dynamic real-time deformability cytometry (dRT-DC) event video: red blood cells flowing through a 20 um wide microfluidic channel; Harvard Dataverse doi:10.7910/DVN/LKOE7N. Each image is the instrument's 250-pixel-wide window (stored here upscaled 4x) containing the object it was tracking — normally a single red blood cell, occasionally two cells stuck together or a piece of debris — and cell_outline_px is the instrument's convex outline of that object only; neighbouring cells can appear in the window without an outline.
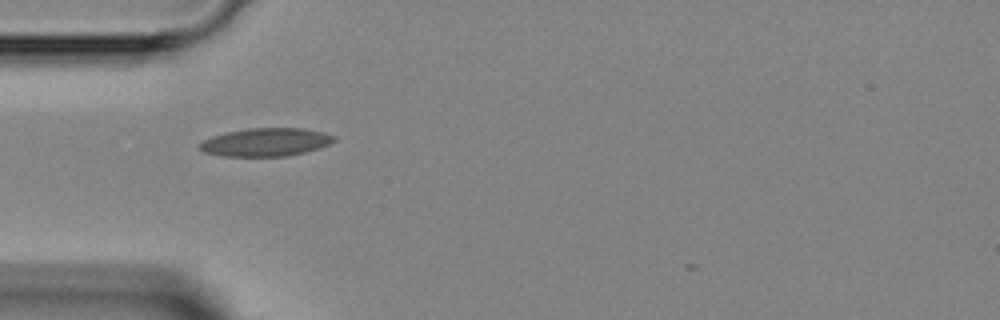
{"species": "Egyptian fruit bat (a non-hibernating species)", "species_latin": "Rousettus aegyptiacus", "temperature_condition": "room temperature", "stored_images_in_passage": 4, "camera_frame_rate_fps": 3000, "um_per_image_px": 0.085, "animal": {"sex": "female"}, "frame": {"image": 1, "passage_image": 1, "time_ms": 0.0, "image_size_px": [1000, 320], "cell_outline_px": [[336, 140], [320, 148], [288, 156], [224, 156], [204, 152], [196, 144], [212, 136], [228, 132], [248, 128], [304, 128], [324, 132], [336, 136]], "centroid_in_image_um": [22.61, 12.08], "position_along_channel_um": 62.4, "area_um2": 22.08}}
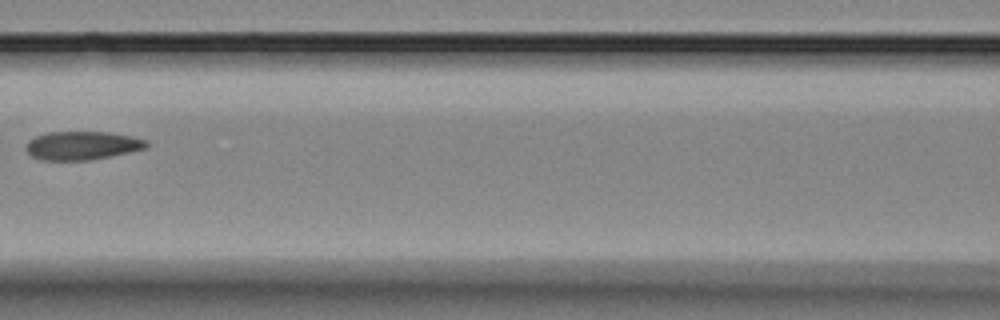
{"frame": {"image": 2, "passage_image": 3, "time_ms": 2.333, "image_size_px": [1000, 320], "cell_outline_px": [[148, 148], [112, 156], [88, 160], [40, 160], [32, 156], [24, 148], [28, 140], [36, 136], [48, 132], [112, 132], [132, 136], [148, 140]], "centroid_in_image_um": [7.0, 12.37], "position_along_channel_um": 159.6, "area_um2": 20.23}}
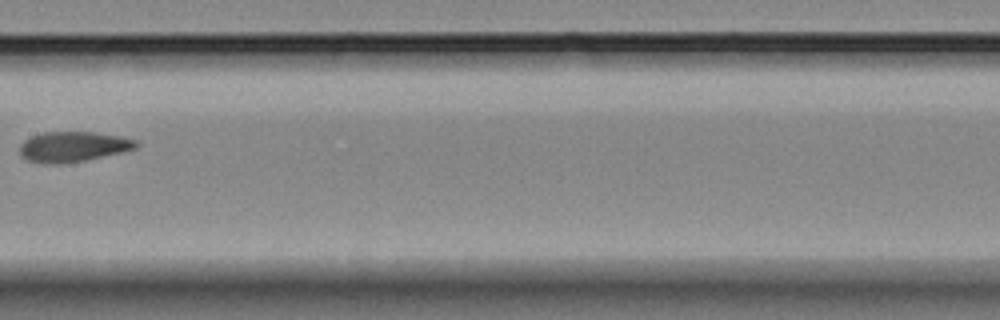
{"frame": {"image": 3, "passage_image": 4, "time_ms": 3.333, "image_size_px": [1000, 320], "cell_outline_px": [[140, 144], [136, 148], [120, 152], [84, 160], [60, 164], [40, 164], [28, 160], [20, 156], [20, 144], [24, 140], [32, 136], [44, 132], [92, 132], [120, 136], [136, 140]], "centroid_in_image_um": [6.17, 12.47], "position_along_channel_um": 201.2, "area_um2": 20.46}}